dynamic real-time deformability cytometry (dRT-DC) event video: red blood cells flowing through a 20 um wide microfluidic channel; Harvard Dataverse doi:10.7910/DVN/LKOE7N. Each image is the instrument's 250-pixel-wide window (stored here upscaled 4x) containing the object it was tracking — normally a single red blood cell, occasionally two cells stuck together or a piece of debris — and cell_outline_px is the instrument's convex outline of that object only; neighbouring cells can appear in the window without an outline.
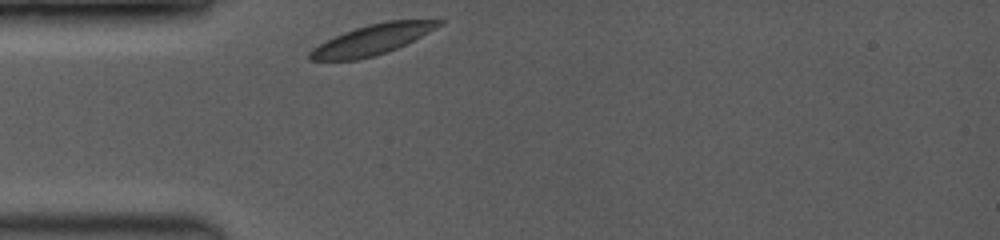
{"species": "common noctule bat (a hibernating species)", "species_latin": "Nyctalus noctula", "temperature_condition": "room temperature", "stored_images_in_passage": 25, "camera_frame_rate_fps": 3500, "um_per_image_px": 0.085, "animal": {"sex": "female", "body_mass_g": 19.0, "forearm_length_mm": 53.3}, "frame": {"image": 1, "passage_image": 1, "time_ms": 0.0, "image_size_px": [1000, 240], "cell_outline_px": [[448, 20], [436, 28], [396, 48], [372, 56], [356, 60], [308, 60], [308, 52], [312, 48], [344, 32], [368, 24], [388, 20]], "centroid_in_image_um": [31.61, 3.36], "position_along_channel_um": 53.4, "area_um2": 22.2}}
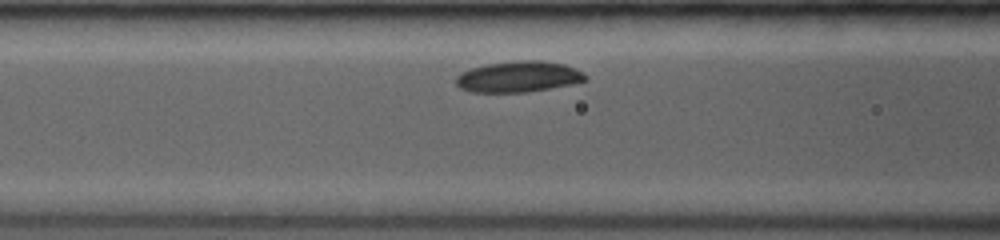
{"frame": {"image": 2, "passage_image": 13, "time_ms": 2.0, "image_size_px": [1000, 240], "cell_outline_px": [[588, 80], [548, 88], [524, 92], [472, 92], [460, 88], [456, 84], [456, 76], [460, 72], [472, 68], [488, 64], [520, 60], [540, 60], [564, 64], [576, 68], [584, 72], [588, 76]], "centroid_in_image_um": [44.08, 6.51], "position_along_channel_um": 122.5, "area_um2": 23.24}}
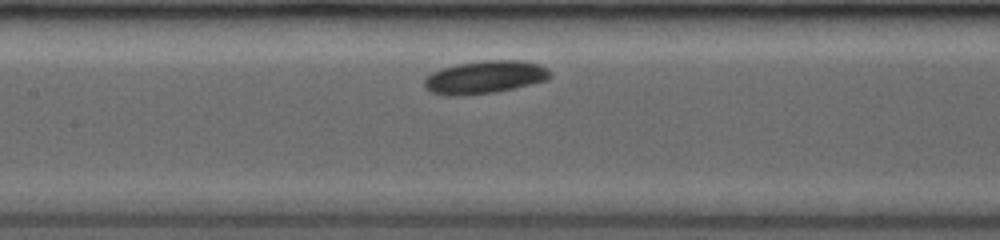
{"frame": {"image": 3, "passage_image": 20, "time_ms": 3.143, "image_size_px": [1000, 240], "cell_outline_px": [[552, 76], [548, 80], [496, 92], [460, 96], [444, 96], [432, 92], [424, 88], [424, 80], [432, 72], [440, 68], [456, 64], [484, 60], [520, 60], [540, 64], [548, 68], [552, 72]], "centroid_in_image_um": [41.22, 6.56], "position_along_channel_um": 166.2, "area_um2": 24.45}}